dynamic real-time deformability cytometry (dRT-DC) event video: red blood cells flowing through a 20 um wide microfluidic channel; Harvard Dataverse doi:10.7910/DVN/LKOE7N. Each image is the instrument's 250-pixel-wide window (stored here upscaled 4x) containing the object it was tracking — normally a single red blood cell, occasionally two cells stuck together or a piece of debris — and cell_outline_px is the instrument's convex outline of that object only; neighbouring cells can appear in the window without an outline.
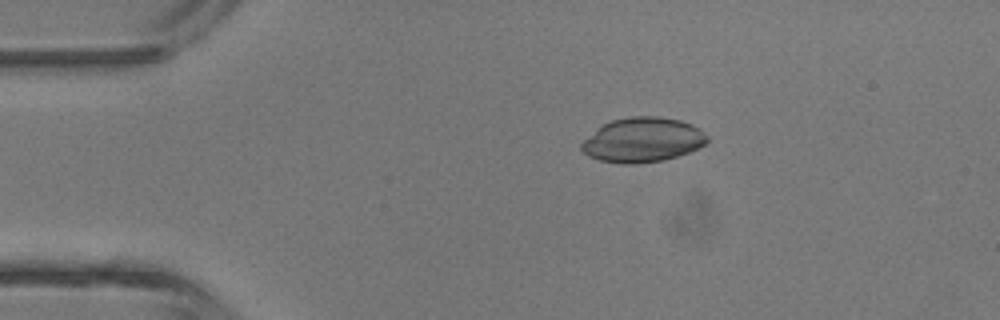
{"species": "common noctule bat (a hibernating species)", "species_latin": "Nyctalus noctula", "temperature_condition": "room temperature", "stored_images_in_passage": 3, "camera_frame_rate_fps": 3000, "um_per_image_px": 0.085, "animal": {"sex": "male", "body_mass_g": 13.3}, "frame": {"image": 1, "passage_image": 2, "time_ms": 1.333, "image_size_px": [1000, 320], "cell_outline_px": [[708, 140], [704, 144], [688, 152], [664, 160], [636, 164], [620, 164], [600, 160], [588, 156], [580, 148], [580, 144], [600, 124], [612, 120], [632, 116], [660, 116], [680, 120], [692, 124], [700, 128], [708, 136]], "centroid_in_image_um": [54.6, 11.88], "position_along_channel_um": 30.4, "area_um2": 32.89}}